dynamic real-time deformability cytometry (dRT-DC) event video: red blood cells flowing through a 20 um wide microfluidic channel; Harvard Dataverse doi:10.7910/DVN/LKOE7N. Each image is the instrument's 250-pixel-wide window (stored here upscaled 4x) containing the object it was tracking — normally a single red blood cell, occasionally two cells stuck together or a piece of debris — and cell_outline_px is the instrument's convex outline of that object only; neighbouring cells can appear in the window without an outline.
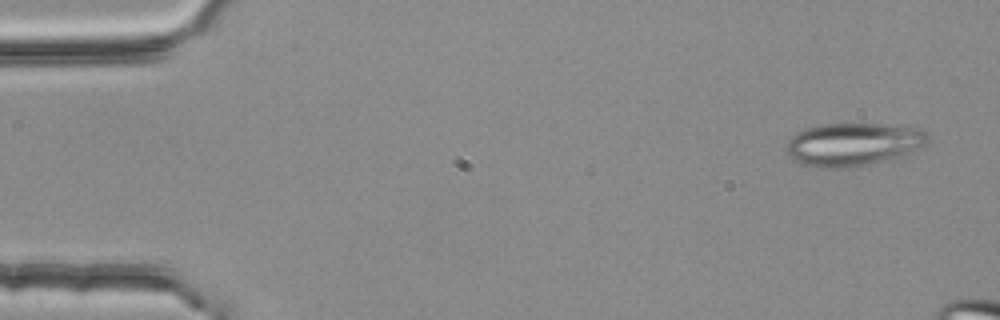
{"species": "common noctule bat (a hibernating species)", "species_latin": "Nyctalus noctula", "temperature_condition": "room temperature", "stored_images_in_passage": 5, "camera_frame_rate_fps": 3000, "um_per_image_px": 0.085, "animal": {"sex": "female", "body_mass_g": 25.1}, "frame": {"image": 1, "passage_image": 1, "time_ms": 0.0, "image_size_px": [1000, 320], "cell_outline_px": [[928, 140], [920, 148], [896, 160], [840, 168], [820, 168], [800, 164], [788, 156], [784, 148], [788, 140], [796, 132], [804, 128], [824, 124], [880, 124], [920, 128], [928, 132]], "centroid_in_image_um": [72.51, 12.28], "position_along_channel_um": 12.5, "area_um2": 36.07}}